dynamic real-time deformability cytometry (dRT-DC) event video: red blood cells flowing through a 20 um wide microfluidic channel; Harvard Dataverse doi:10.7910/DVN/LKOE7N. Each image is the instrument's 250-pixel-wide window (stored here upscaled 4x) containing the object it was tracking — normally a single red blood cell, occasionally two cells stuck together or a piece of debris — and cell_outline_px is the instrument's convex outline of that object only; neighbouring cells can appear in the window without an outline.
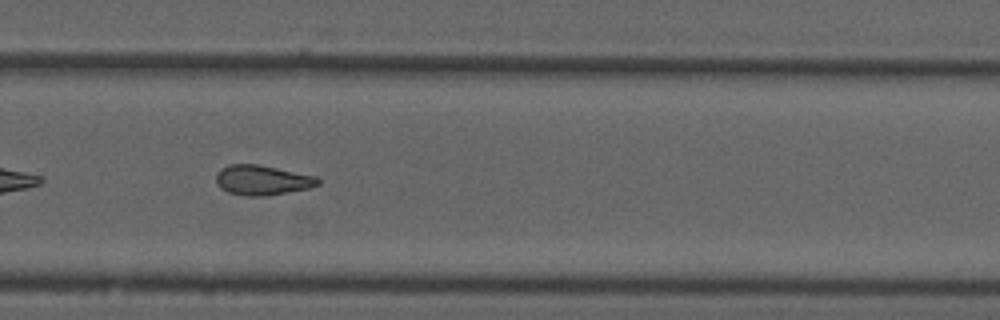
{"species": "common noctule bat (a hibernating species)", "species_latin": "Nyctalus noctula", "temperature_condition": "cold", "stored_images_in_passage": 29, "camera_frame_rate_fps": 3000, "um_per_image_px": 0.085, "animal": {"sex": "male", "forearm_length_mm": 52.5}, "frame": {"image": 1, "passage_image": 21, "time_ms": 6.667, "image_size_px": [1000, 320], "cell_outline_px": [[320, 184], [308, 188], [288, 192], [264, 196], [244, 196], [228, 192], [220, 188], [216, 184], [216, 172], [220, 168], [228, 164], [256, 164], [316, 176], [320, 180]], "centroid_in_image_um": [22.24, 15.31], "position_along_channel_um": 307.6, "area_um2": 17.8}}